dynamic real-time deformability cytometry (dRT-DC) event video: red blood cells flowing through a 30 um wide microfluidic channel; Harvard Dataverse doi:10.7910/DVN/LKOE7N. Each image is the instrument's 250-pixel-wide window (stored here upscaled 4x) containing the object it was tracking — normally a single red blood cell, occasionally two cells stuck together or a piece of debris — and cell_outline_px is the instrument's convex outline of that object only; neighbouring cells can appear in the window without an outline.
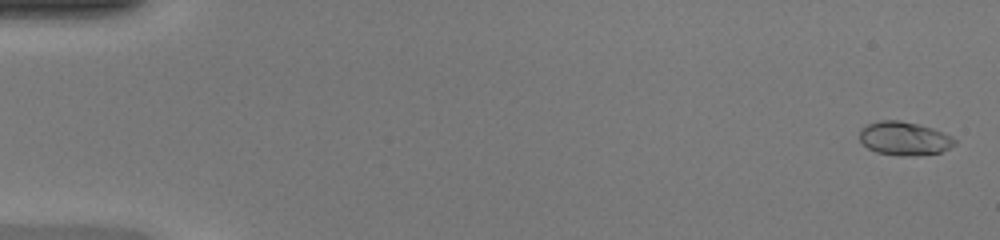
{"species": "common noctule bat (a hibernating species)", "species_latin": "Nyctalus noctula", "temperature_condition": "warm", "stored_images_in_passage": 49, "camera_frame_rate_fps": 3000, "um_per_image_px": 0.085, "animal": {"sex": "female", "body_mass_g": 20.0, "forearm_length_mm": 54.0}, "frame": {"image": 1, "passage_image": 2, "time_ms": 0.333, "image_size_px": [1000, 240], "cell_outline_px": [[956, 144], [940, 152], [916, 156], [900, 156], [876, 152], [868, 148], [860, 140], [860, 128], [868, 124], [880, 120], [900, 120], [920, 124], [944, 132], [952, 136], [956, 140]], "centroid_in_image_um": [76.88, 11.77], "position_along_channel_um": 8.1, "area_um2": 18.79}}
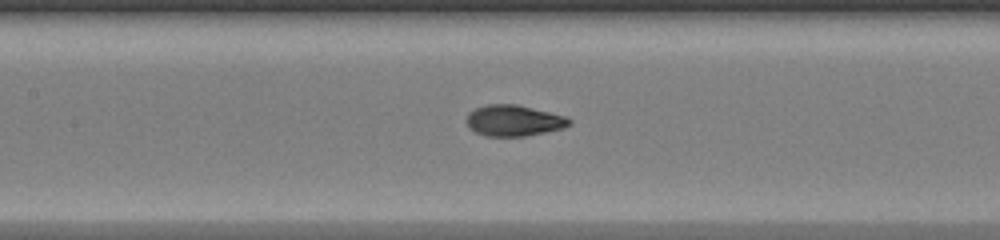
{"frame": {"image": 2, "passage_image": 24, "time_ms": 7.667, "image_size_px": [1000, 240], "cell_outline_px": [[572, 124], [564, 128], [524, 136], [484, 136], [468, 128], [464, 120], [468, 112], [484, 104], [516, 104], [568, 116], [572, 120]], "centroid_in_image_um": [43.65, 10.24], "position_along_channel_um": 163.7, "area_um2": 18.96}}
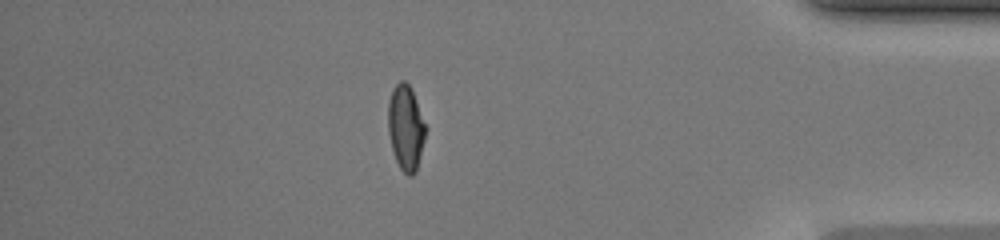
{"frame": {"image": 3, "passage_image": 43, "time_ms": 14.0, "image_size_px": [1000, 240], "cell_outline_px": [[428, 128], [416, 172], [412, 176], [408, 176], [400, 168], [396, 160], [392, 148], [388, 132], [388, 100], [392, 88], [400, 80], [404, 80], [412, 88]], "centroid_in_image_um": [34.51, 10.82], "position_along_channel_um": 400.7, "area_um2": 19.07}, "authors_computed_cell_mechanics": {"area_um2": 18.2648, "velocity_mm_per_s": 4.3108, "shape_relaxation_time_tau1_ms": 5.4155, "shape_relaxation_time_tau2_ms": 0.7213, "deformation_change_tau1": 0.2467, "deformation_change_tau2": 0.0487}}